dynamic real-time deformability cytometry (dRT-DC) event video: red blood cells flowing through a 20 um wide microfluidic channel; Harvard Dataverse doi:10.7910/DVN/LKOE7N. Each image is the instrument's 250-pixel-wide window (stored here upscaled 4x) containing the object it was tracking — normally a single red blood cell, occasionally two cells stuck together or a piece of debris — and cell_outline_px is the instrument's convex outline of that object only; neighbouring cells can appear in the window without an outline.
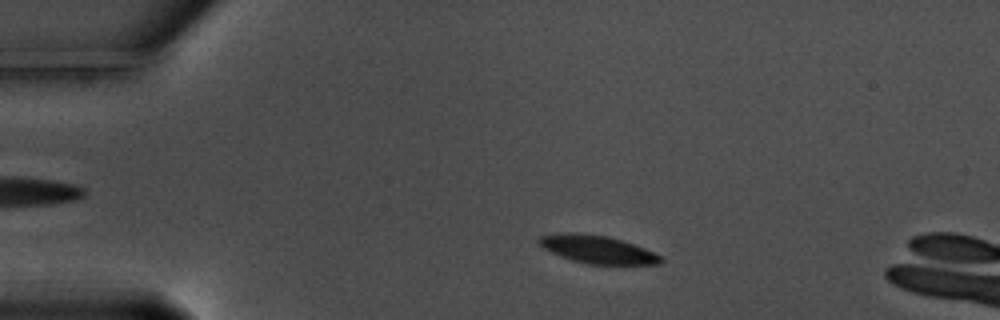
{"species": "common noctule bat (a hibernating species)", "species_latin": "Nyctalus noctula", "temperature_condition": "warm", "stored_images_in_passage": 13, "camera_frame_rate_fps": 3000, "um_per_image_px": 0.085, "animal": {"sex": "male", "body_mass_g": 17.5, "forearm_length_mm": 52.3}, "frame": {"image": 1, "passage_image": 8, "time_ms": 2.333, "image_size_px": [1000, 320], "cell_outline_px": [[664, 260], [660, 264], [588, 264], [572, 260], [560, 256], [544, 248], [536, 240], [540, 236], [568, 232], [572, 232], [608, 236], [644, 248], [660, 256]], "centroid_in_image_um": [50.76, 21.2], "position_along_channel_um": 34.2, "area_um2": 19.48}}